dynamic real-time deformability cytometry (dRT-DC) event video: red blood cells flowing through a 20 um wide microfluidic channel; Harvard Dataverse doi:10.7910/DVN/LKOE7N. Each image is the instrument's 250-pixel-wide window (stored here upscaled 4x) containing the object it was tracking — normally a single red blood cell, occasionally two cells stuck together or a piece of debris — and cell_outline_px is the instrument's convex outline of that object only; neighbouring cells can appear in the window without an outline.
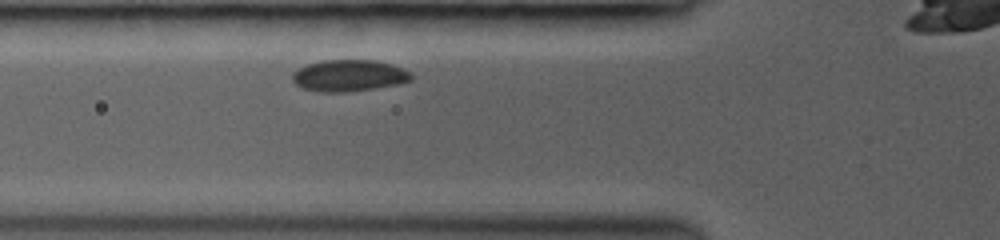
{"species": "common noctule bat (a hibernating species)", "species_latin": "Nyctalus noctula", "temperature_condition": "room temperature", "stored_images_in_passage": 4, "camera_frame_rate_fps": 3000, "um_per_image_px": 0.085, "animal": {"sex": "female", "body_mass_g": 19.0, "forearm_length_mm": 53.3}, "frame": {"image": 1, "passage_image": 4, "time_ms": 1.333, "image_size_px": [1000, 240], "cell_outline_px": [[412, 80], [400, 84], [344, 92], [320, 92], [304, 88], [296, 84], [292, 80], [292, 72], [308, 64], [324, 60], [376, 60], [400, 68], [408, 72], [412, 76]], "centroid_in_image_um": [29.63, 6.43], "position_along_channel_um": 96.2, "area_um2": 21.56}}